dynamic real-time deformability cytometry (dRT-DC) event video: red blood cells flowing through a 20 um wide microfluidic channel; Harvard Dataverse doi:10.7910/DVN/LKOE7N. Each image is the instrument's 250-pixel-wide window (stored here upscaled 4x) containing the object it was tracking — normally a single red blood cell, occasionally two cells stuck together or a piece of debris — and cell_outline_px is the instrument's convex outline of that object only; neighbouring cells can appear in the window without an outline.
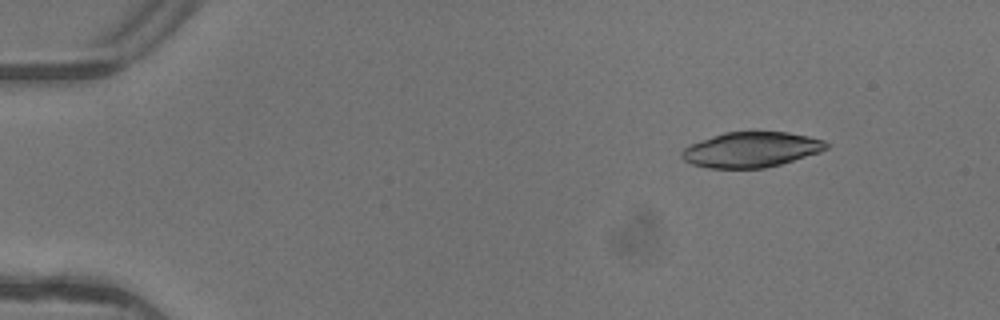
{"species": "common noctule bat (a hibernating species)", "species_latin": "Nyctalus noctula", "temperature_condition": "warm", "stored_images_in_passage": 6, "camera_frame_rate_fps": 3000, "um_per_image_px": 0.085, "animal": {"sex": "female"}, "frame": {"image": 1, "passage_image": 2, "time_ms": 0.333, "image_size_px": [1000, 320], "cell_outline_px": [[828, 148], [820, 152], [780, 164], [764, 168], [708, 168], [692, 164], [684, 160], [680, 156], [680, 152], [688, 144], [724, 132], [788, 132], [808, 136], [824, 140], [828, 144]], "centroid_in_image_um": [63.82, 12.72], "position_along_channel_um": 21.2, "area_um2": 29.71}}